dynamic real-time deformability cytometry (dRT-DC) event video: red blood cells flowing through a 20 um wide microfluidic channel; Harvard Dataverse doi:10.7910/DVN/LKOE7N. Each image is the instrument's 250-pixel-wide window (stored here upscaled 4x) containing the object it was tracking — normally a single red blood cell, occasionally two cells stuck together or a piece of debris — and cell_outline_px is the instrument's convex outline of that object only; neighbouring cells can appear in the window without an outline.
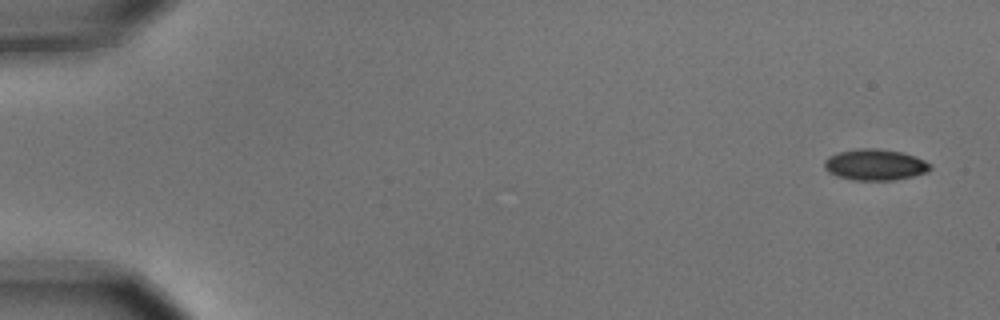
{"species": "common noctule bat (a hibernating species)", "species_latin": "Nyctalus noctula", "temperature_condition": "cold", "stored_images_in_passage": 5, "camera_frame_rate_fps": 3000, "um_per_image_px": 0.085, "animal": {"sex": "male", "body_mass_g": 15.6}, "frame": {"image": 1, "passage_image": 1, "time_ms": 0.0, "image_size_px": [1000, 320], "cell_outline_px": [[932, 168], [928, 172], [912, 176], [892, 180], [856, 180], [840, 176], [828, 172], [824, 168], [824, 160], [828, 156], [836, 152], [856, 148], [876, 148], [904, 152], [916, 156], [932, 164]], "centroid_in_image_um": [74.39, 13.98], "position_along_channel_um": 10.6, "area_um2": 19.42}}
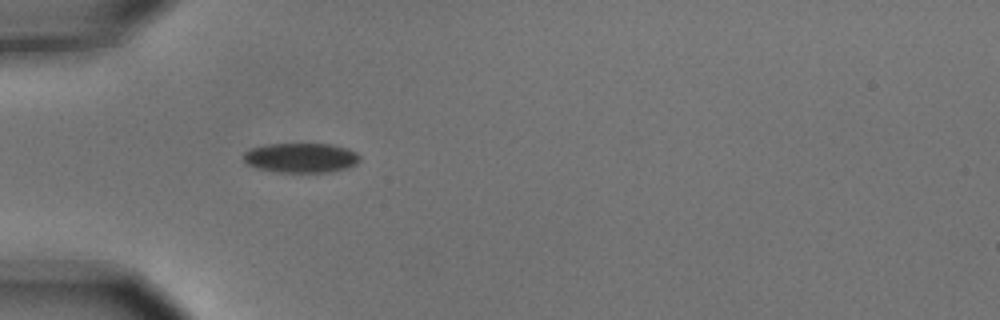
{"frame": {"image": 2, "passage_image": 5, "time_ms": 1.333, "image_size_px": [1000, 320], "cell_outline_px": [[360, 160], [356, 164], [348, 168], [328, 172], [276, 172], [256, 168], [244, 164], [244, 152], [252, 148], [268, 144], [328, 144], [348, 148], [356, 152], [360, 156]], "centroid_in_image_um": [25.58, 13.42], "position_along_channel_um": 59.4, "area_um2": 20.23}}